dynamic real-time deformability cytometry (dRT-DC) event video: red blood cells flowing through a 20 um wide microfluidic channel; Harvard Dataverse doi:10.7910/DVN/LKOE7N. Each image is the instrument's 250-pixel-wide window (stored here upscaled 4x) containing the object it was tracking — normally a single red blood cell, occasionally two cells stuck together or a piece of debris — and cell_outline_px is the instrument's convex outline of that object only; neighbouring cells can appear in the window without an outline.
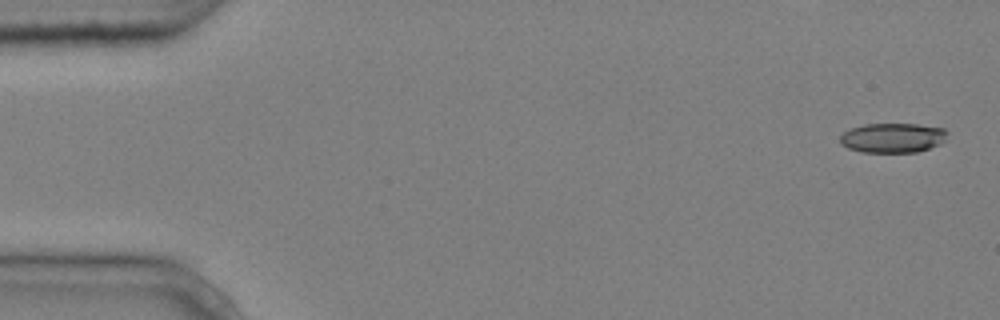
{"species": "common noctule bat (a hibernating species)", "species_latin": "Nyctalus noctula", "temperature_condition": "cold", "stored_images_in_passage": 5, "camera_frame_rate_fps": 3000, "um_per_image_px": 0.085, "animal": {"sex": "male", "body_mass_g": 20.4}, "frame": {"image": 1, "passage_image": 1, "time_ms": 0.0, "image_size_px": [1000, 320], "cell_outline_px": [[948, 132], [944, 140], [940, 144], [916, 152], [860, 152], [848, 148], [840, 144], [840, 136], [844, 132], [852, 128], [864, 124], [916, 124], [944, 128]], "centroid_in_image_um": [75.86, 11.71], "position_along_channel_um": 9.1, "area_um2": 18.5}}